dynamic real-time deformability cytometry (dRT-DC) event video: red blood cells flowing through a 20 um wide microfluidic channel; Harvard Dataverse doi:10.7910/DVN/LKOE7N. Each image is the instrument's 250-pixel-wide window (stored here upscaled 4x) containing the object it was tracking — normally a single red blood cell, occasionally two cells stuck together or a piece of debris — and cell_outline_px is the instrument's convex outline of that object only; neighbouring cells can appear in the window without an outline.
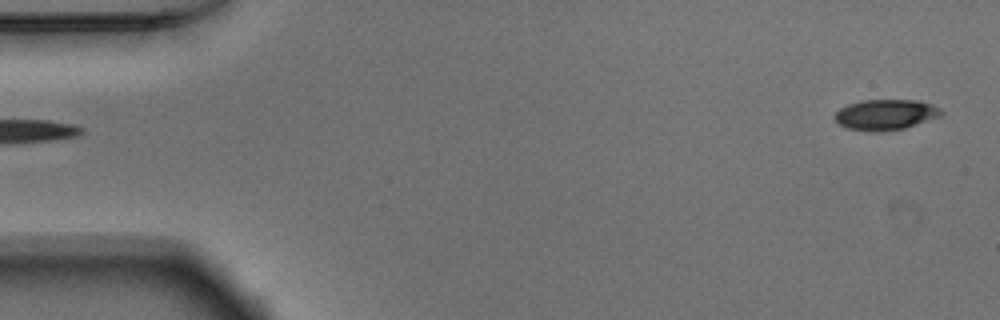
{"species": "Egyptian fruit bat (a non-hibernating species)", "species_latin": "Rousettus aegyptiacus", "temperature_condition": "warm", "stored_images_in_passage": 50, "camera_frame_rate_fps": 3000, "um_per_image_px": 0.085, "animal": {"sex": "male"}, "frame": {"image": 1, "passage_image": 1, "time_ms": 0.0, "image_size_px": [1000, 320], "cell_outline_px": [[944, 116], [904, 128], [880, 132], [868, 132], [848, 128], [840, 124], [832, 116], [840, 108], [848, 104], [864, 100], [920, 100], [932, 104], [940, 108], [944, 112]], "centroid_in_image_um": [75.32, 9.75], "position_along_channel_um": 9.7, "area_um2": 19.25}}
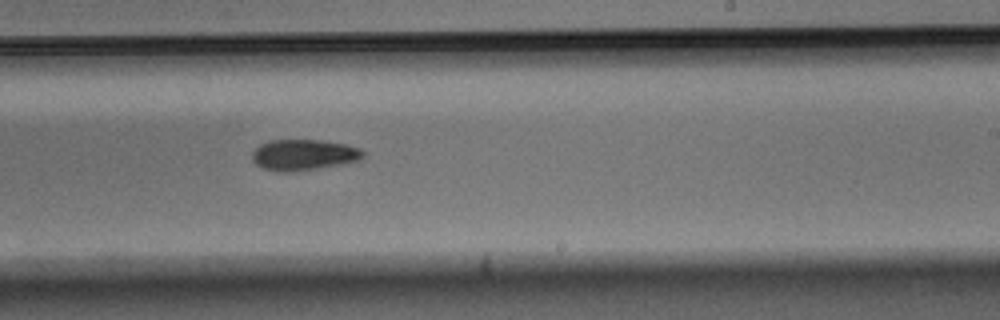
{"frame": {"image": 2, "passage_image": 30, "time_ms": 9.667, "image_size_px": [1000, 320], "cell_outline_px": [[364, 156], [360, 160], [320, 168], [292, 172], [276, 172], [264, 168], [256, 164], [252, 160], [252, 152], [260, 144], [268, 140], [320, 140], [344, 144], [360, 148], [364, 152]], "centroid_in_image_um": [25.79, 13.16], "position_along_channel_um": 263.2, "area_um2": 20.06}}
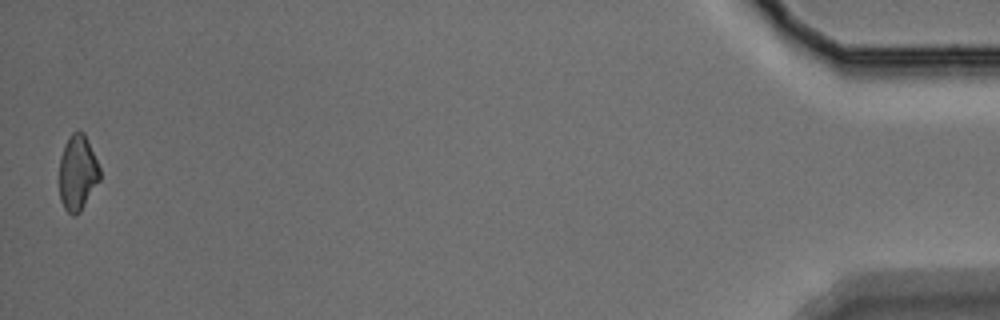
{"frame": {"image": 3, "passage_image": 50, "time_ms": 16.333, "image_size_px": [1000, 320], "cell_outline_px": [[100, 180], [80, 212], [76, 216], [72, 216], [64, 208], [60, 200], [60, 156], [64, 144], [72, 132], [84, 132], [100, 168]], "centroid_in_image_um": [6.59, 14.71], "position_along_channel_um": 428.6, "area_um2": 17.8}, "authors_computed_cell_mechanics": {"area_um2": 19.8254, "velocity_mm_per_s": 3.897, "shape_relaxation_time_tau1_ms": 3.5722, "shape_relaxation_time_tau2_ms": null, "deformation_change_tau1": 0.1048, "deformation_change_tau2": null}}